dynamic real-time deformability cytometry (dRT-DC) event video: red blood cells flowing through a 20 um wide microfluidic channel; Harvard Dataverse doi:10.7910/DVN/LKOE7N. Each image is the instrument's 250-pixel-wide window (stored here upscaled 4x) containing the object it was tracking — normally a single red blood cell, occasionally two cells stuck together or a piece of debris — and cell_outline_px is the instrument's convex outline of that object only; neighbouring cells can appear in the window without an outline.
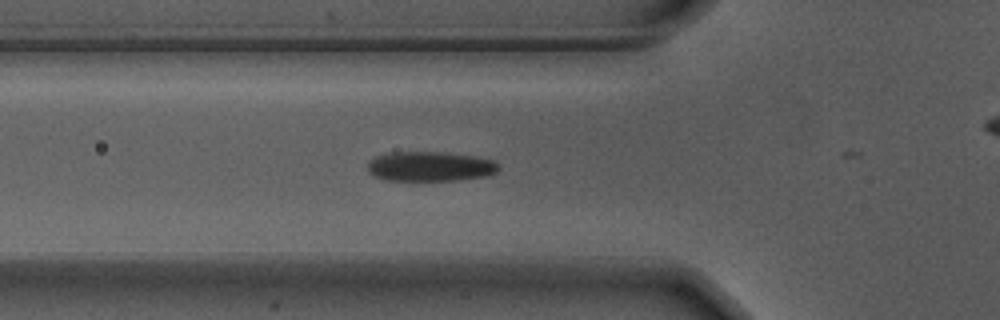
{"species": "Egyptian fruit bat (a non-hibernating species)", "species_latin": "Rousettus aegyptiacus", "temperature_condition": "warm", "stored_images_in_passage": 13, "camera_frame_rate_fps": 3000, "um_per_image_px": 0.085, "animal": {"sex": "male"}, "frame": {"image": 1, "passage_image": 9, "time_ms": 2.667, "image_size_px": [1000, 320], "cell_outline_px": [[500, 168], [496, 172], [488, 176], [460, 180], [384, 180], [372, 176], [368, 172], [368, 160], [376, 156], [388, 152], [440, 152], [472, 156], [492, 160], [500, 164]], "centroid_in_image_um": [36.53, 14.15], "position_along_channel_um": 89.3, "area_um2": 22.89}}
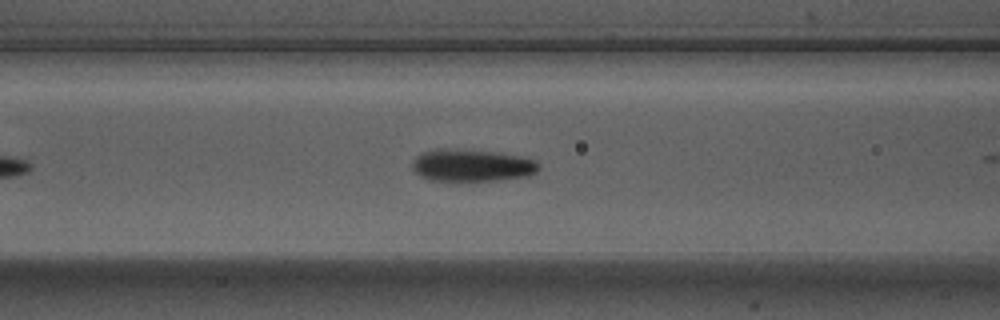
{"frame": {"image": 2, "passage_image": 12, "time_ms": 3.667, "image_size_px": [1000, 320], "cell_outline_px": [[540, 168], [536, 172], [528, 176], [500, 180], [428, 180], [420, 176], [412, 168], [412, 160], [416, 156], [424, 152], [436, 148], [444, 148], [500, 152], [520, 156], [536, 160], [540, 164]], "centroid_in_image_um": [40.12, 14.04], "position_along_channel_um": 126.5, "area_um2": 23.93}}